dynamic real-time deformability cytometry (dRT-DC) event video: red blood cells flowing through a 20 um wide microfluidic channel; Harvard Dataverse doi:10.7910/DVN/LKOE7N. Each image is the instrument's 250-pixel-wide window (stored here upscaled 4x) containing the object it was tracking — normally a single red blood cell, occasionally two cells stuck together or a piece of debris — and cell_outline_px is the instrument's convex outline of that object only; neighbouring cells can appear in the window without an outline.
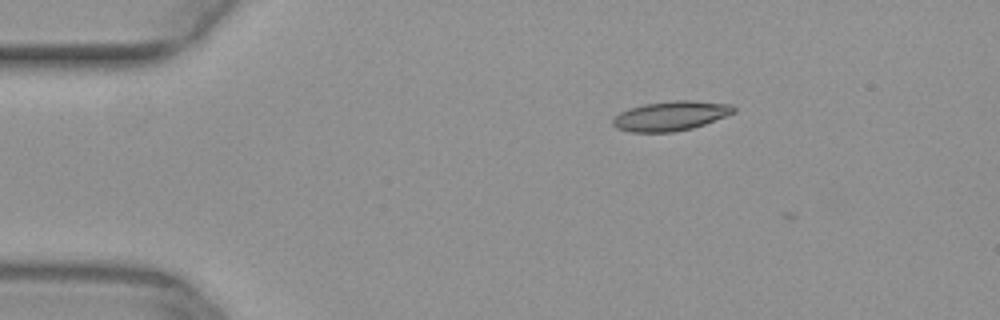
{"species": "common noctule bat (a hibernating species)", "species_latin": "Nyctalus noctula", "temperature_condition": "warm", "stored_images_in_passage": 5, "camera_frame_rate_fps": 3000, "um_per_image_px": 0.085, "animal": {"sex": "female", "body_mass_g": 29.2, "forearm_length_mm": 56.3}, "frame": {"image": 1, "passage_image": 1, "time_ms": 0.0, "image_size_px": [1000, 320], "cell_outline_px": [[736, 112], [704, 124], [692, 128], [672, 132], [632, 132], [616, 128], [612, 124], [612, 120], [620, 112], [628, 108], [644, 104], [676, 100], [688, 100], [732, 104], [736, 108]], "centroid_in_image_um": [57.01, 9.85], "position_along_channel_um": 28.0, "area_um2": 20.75}}